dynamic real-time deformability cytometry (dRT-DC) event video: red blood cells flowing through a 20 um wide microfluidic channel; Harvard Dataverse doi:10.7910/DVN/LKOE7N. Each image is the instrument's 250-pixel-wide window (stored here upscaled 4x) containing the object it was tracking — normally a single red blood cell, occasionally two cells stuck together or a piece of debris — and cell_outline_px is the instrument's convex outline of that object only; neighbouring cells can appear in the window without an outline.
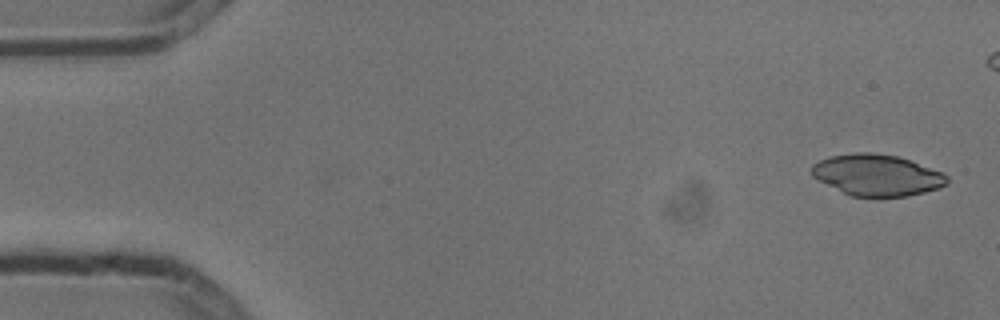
{"species": "common noctule bat (a hibernating species)", "species_latin": "Nyctalus noctula", "temperature_condition": "cold", "stored_images_in_passage": 7, "camera_frame_rate_fps": 3000, "um_per_image_px": 0.085, "animal": {"sex": "male", "body_mass_g": 13.3}, "frame": {"image": 1, "passage_image": 1, "time_ms": 0.0, "image_size_px": [1000, 320], "cell_outline_px": [[948, 184], [940, 188], [908, 196], [876, 200], [852, 196], [812, 176], [812, 164], [820, 160], [832, 156], [856, 152], [872, 152], [896, 156], [944, 172], [948, 176]], "centroid_in_image_um": [74.59, 14.92], "position_along_channel_um": 10.4, "area_um2": 33.06}}
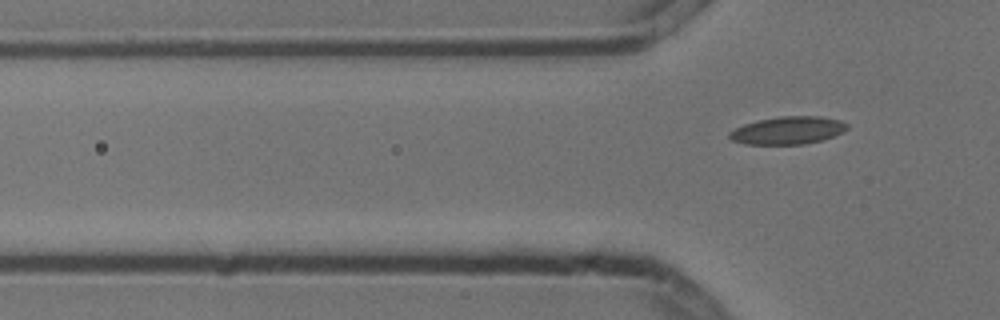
{"frame": {"image": 2, "passage_image": 7, "time_ms": 2.0, "image_size_px": [1000, 320], "cell_outline_px": [[848, 128], [844, 132], [820, 140], [804, 144], [744, 144], [732, 140], [728, 136], [728, 132], [744, 124], [760, 120], [780, 116], [820, 116], [840, 120], [848, 124]], "centroid_in_image_um": [66.97, 11.08], "position_along_channel_um": 58.8, "area_um2": 18.9}}